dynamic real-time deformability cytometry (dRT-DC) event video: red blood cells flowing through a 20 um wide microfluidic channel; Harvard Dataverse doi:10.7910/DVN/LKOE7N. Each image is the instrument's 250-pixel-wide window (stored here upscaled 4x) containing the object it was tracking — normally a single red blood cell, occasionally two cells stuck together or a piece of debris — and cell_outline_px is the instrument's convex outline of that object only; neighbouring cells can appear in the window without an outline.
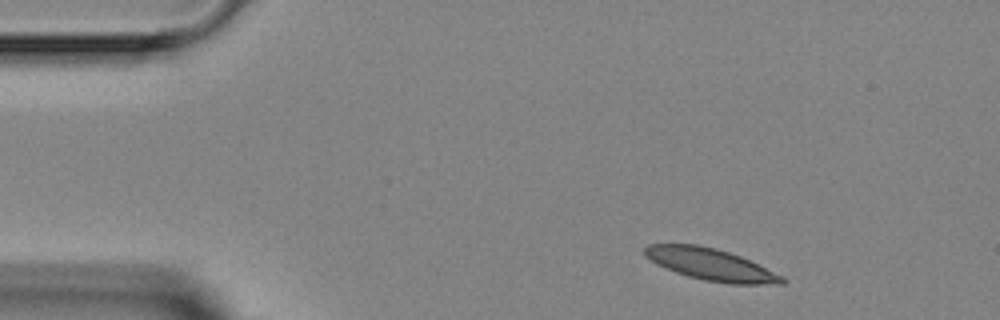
{"species": "Egyptian fruit bat (a non-hibernating species)", "species_latin": "Rousettus aegyptiacus", "temperature_condition": "room temperature", "stored_images_in_passage": 2, "camera_frame_rate_fps": 3000, "um_per_image_px": 0.085, "animal": {"sex": "female"}, "frame": {"image": 1, "passage_image": 2, "time_ms": 1.333, "image_size_px": [1000, 320], "cell_outline_px": [[788, 280], [784, 284], [728, 284], [704, 280], [688, 276], [664, 268], [656, 264], [644, 256], [644, 248], [648, 244], [696, 244], [716, 248], [740, 256], [784, 276]], "centroid_in_image_um": [60.42, 22.48], "position_along_channel_um": 24.6, "area_um2": 25.61}}